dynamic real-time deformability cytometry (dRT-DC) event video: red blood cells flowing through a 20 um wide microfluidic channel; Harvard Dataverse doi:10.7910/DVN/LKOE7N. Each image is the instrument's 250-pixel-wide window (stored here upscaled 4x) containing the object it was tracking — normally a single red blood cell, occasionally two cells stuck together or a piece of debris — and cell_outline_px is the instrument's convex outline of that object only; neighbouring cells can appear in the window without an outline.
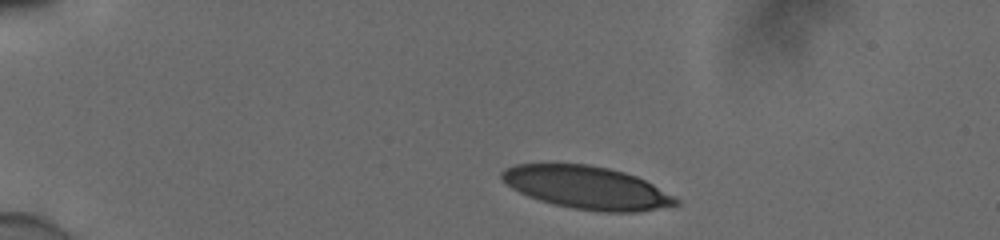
{"species": "human", "species_latin": "Homo sapiens", "temperature_condition": "cold", "stored_images_in_passage": 8, "camera_frame_rate_fps": 3000, "um_per_image_px": 0.085, "donor": {"sex": "male"}, "frame": {"image": 1, "passage_image": 1, "time_ms": 0.0, "image_size_px": [1000, 240], "cell_outline_px": [[680, 204], [636, 212], [600, 212], [572, 208], [552, 204], [528, 196], [512, 188], [500, 176], [500, 172], [504, 168], [516, 164], [588, 164], [608, 168], [624, 172], [636, 176], [676, 196], [680, 200]], "centroid_in_image_um": [49.89, 15.95], "position_along_channel_um": 35.1, "area_um2": 43.35}}
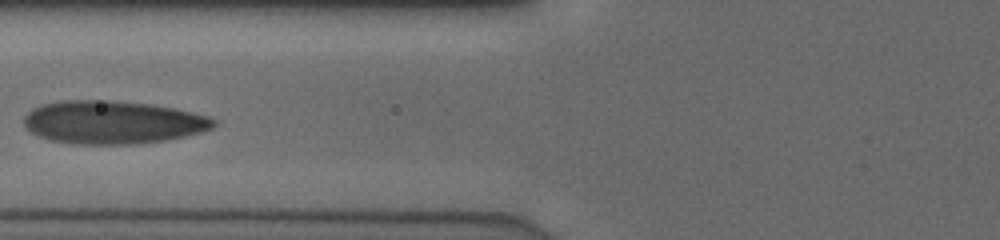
{"frame": {"image": 2, "passage_image": 6, "time_ms": 1.667, "image_size_px": [1000, 240], "cell_outline_px": [[216, 124], [212, 128], [200, 132], [184, 136], [164, 140], [140, 144], [72, 144], [48, 140], [32, 132], [24, 124], [24, 116], [32, 108], [44, 104], [60, 100], [108, 100], [148, 104], [172, 108], [208, 116], [216, 120]], "centroid_in_image_um": [9.55, 10.4], "position_along_channel_um": 116.3, "area_um2": 47.51}}
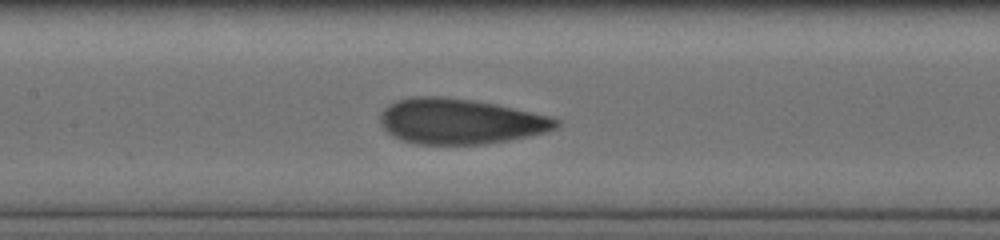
{"frame": {"image": 3, "passage_image": 8, "time_ms": 2.333, "image_size_px": [1000, 240], "cell_outline_px": [[560, 124], [556, 128], [548, 132], [508, 140], [484, 144], [416, 144], [400, 140], [392, 136], [380, 124], [380, 112], [388, 104], [396, 100], [412, 96], [440, 96], [472, 100], [496, 104], [548, 116], [560, 120]], "centroid_in_image_um": [39.07, 10.31], "position_along_channel_um": 168.3, "area_um2": 46.7}}